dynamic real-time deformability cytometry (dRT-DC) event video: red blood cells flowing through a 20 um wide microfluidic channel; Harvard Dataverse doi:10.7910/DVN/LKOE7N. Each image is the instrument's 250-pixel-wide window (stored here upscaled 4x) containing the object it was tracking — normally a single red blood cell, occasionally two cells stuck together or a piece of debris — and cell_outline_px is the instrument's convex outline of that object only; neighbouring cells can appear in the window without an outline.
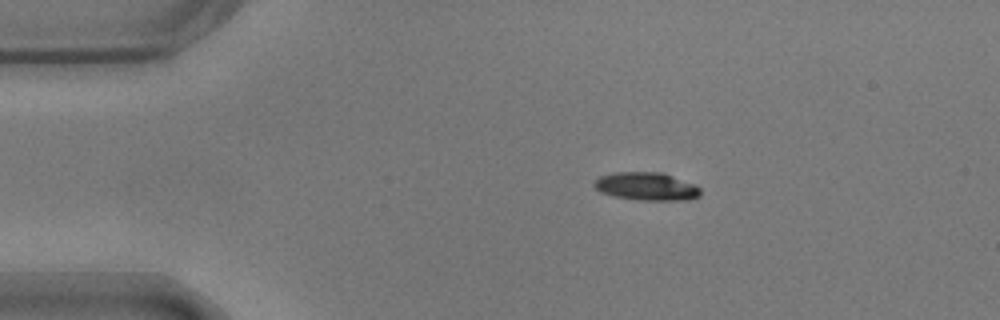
{"species": "common noctule bat (a hibernating species)", "species_latin": "Nyctalus noctula", "temperature_condition": "warm", "stored_images_in_passage": 16, "camera_frame_rate_fps": 3000, "um_per_image_px": 0.085, "animal": {"sex": "male", "body_mass_g": 17.9}, "frame": {"image": 1, "passage_image": 1, "time_ms": 0.0, "image_size_px": [1000, 320], "cell_outline_px": [[700, 196], [684, 200], [640, 200], [616, 196], [600, 192], [592, 184], [600, 176], [616, 172], [664, 172], [696, 184], [700, 188]], "centroid_in_image_um": [54.99, 15.83], "position_along_channel_um": 30.0, "area_um2": 17.4}}
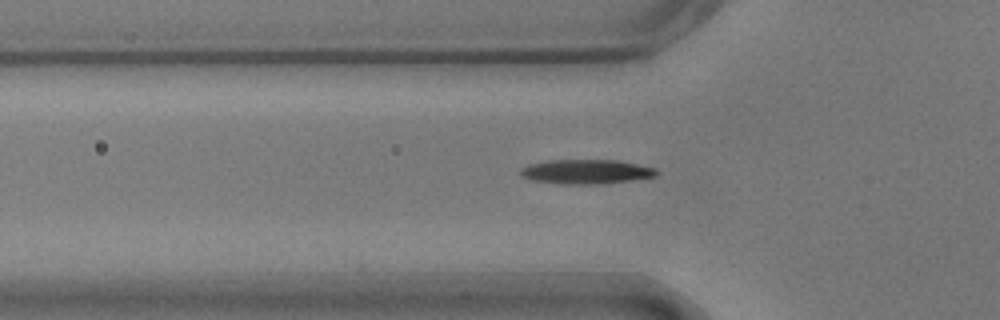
{"frame": {"image": 2, "passage_image": 9, "time_ms": 2.667, "image_size_px": [1000, 320], "cell_outline_px": [[656, 176], [628, 180], [596, 184], [556, 184], [532, 180], [520, 176], [520, 168], [528, 164], [548, 160], [620, 160], [656, 168]], "centroid_in_image_um": [49.75, 14.58], "position_along_channel_um": 76.0, "area_um2": 19.36}}